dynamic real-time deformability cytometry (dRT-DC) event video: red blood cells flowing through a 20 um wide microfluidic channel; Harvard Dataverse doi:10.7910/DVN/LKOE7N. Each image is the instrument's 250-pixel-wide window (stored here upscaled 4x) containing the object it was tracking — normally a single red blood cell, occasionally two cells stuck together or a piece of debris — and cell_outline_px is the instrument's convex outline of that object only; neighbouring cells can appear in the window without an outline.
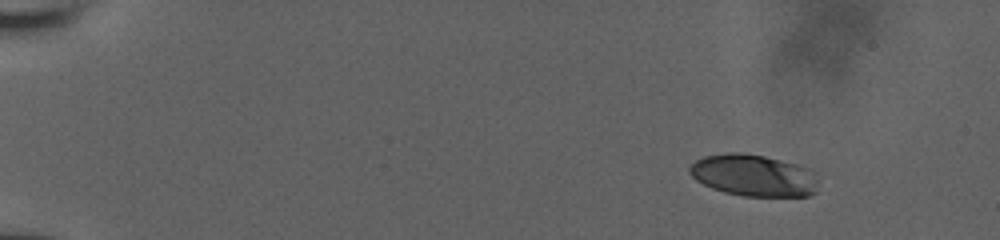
{"species": "human", "species_latin": "Homo sapiens", "temperature_condition": "room temperature", "stored_images_in_passage": 49, "camera_frame_rate_fps": 3000, "um_per_image_px": 0.085, "donor": {"sex": "male"}, "frame": {"image": 1, "passage_image": 1, "time_ms": 0.0, "image_size_px": [1000, 240], "cell_outline_px": [[820, 180], [816, 192], [808, 196], [744, 196], [724, 192], [712, 188], [696, 180], [688, 172], [688, 168], [696, 160], [704, 156], [728, 152], [744, 152], [764, 156], [812, 168], [816, 172]], "centroid_in_image_um": [64.11, 14.9], "position_along_channel_um": 20.9, "area_um2": 31.85}}
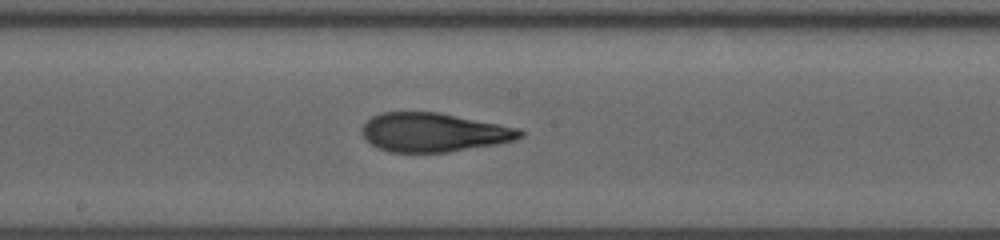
{"frame": {"image": 2, "passage_image": 27, "time_ms": 8.667, "image_size_px": [1000, 240], "cell_outline_px": [[524, 136], [516, 140], [496, 144], [448, 152], [388, 152], [376, 148], [360, 132], [360, 128], [372, 116], [380, 112], [440, 112], [520, 128], [524, 132]], "centroid_in_image_um": [36.87, 11.25], "position_along_channel_um": 211.3, "area_um2": 36.07}}
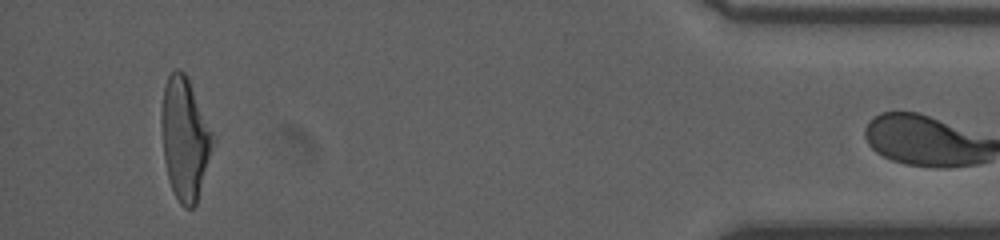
{"frame": {"image": 3, "passage_image": 48, "time_ms": 15.667, "image_size_px": [1000, 240], "cell_outline_px": [[216, 140], [196, 204], [192, 208], [184, 208], [180, 204], [172, 188], [168, 176], [164, 156], [160, 124], [160, 116], [164, 88], [168, 76], [176, 68], [180, 68], [188, 76], [216, 136]], "centroid_in_image_um": [15.74, 11.73], "position_along_channel_um": 419.5, "area_um2": 37.17}}